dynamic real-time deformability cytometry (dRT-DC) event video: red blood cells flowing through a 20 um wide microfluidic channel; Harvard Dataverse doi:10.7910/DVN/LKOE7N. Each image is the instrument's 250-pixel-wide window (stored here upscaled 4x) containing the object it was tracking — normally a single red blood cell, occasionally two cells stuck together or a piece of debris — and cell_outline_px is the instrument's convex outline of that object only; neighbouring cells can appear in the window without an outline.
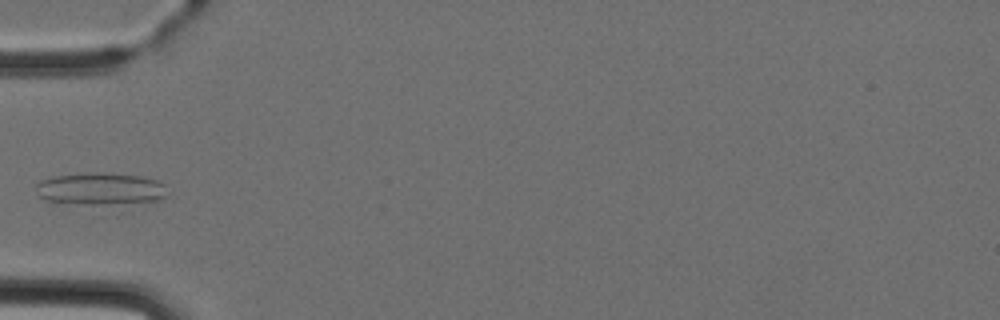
{"species": "Egyptian fruit bat (a non-hibernating species)", "species_latin": "Rousettus aegyptiacus", "temperature_condition": "cold", "stored_images_in_passage": 5, "camera_frame_rate_fps": 3000, "um_per_image_px": 0.085, "animal": {"sex": "female"}, "frame": {"image": 1, "passage_image": 5, "time_ms": 5.0, "image_size_px": [1000, 320], "cell_outline_px": [[168, 196], [156, 200], [96, 204], [92, 204], [44, 200], [40, 196], [36, 184], [40, 180], [52, 176], [88, 172], [104, 172], [140, 176], [156, 180], [164, 184]], "centroid_in_image_um": [8.53, 16.01], "position_along_channel_um": 76.5, "area_um2": 24.22}}